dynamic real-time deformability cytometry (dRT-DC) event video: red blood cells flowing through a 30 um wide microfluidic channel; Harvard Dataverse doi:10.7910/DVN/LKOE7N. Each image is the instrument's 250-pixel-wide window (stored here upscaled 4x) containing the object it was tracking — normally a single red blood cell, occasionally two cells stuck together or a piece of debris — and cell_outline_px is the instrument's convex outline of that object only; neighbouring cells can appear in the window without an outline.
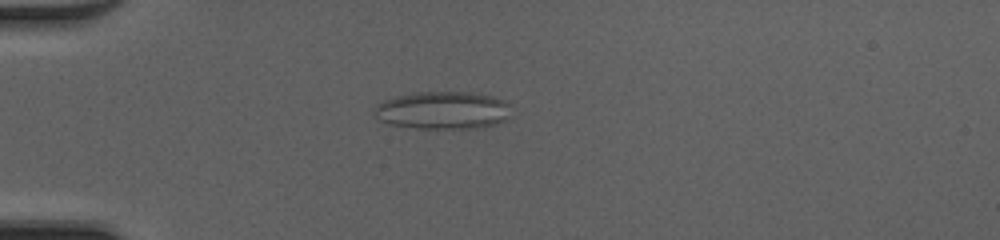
{"species": "common noctule bat (a hibernating species)", "species_latin": "Nyctalus noctula", "temperature_condition": "cold", "stored_images_in_passage": 50, "camera_frame_rate_fps": 3000, "um_per_image_px": 0.085, "animal": {"sex": "female", "body_mass_g": 20.0, "forearm_length_mm": 54.0}, "frame": {"image": 1, "passage_image": 15, "time_ms": 4.667, "image_size_px": [1000, 240], "cell_outline_px": [[508, 104], [504, 120], [492, 124], [476, 128], [416, 128], [388, 124], [372, 116], [372, 108], [376, 104], [384, 100], [396, 96], [412, 92], [468, 92], [492, 96], [504, 100]], "centroid_in_image_um": [37.5, 9.37], "position_along_channel_um": 47.5, "area_um2": 29.94}}
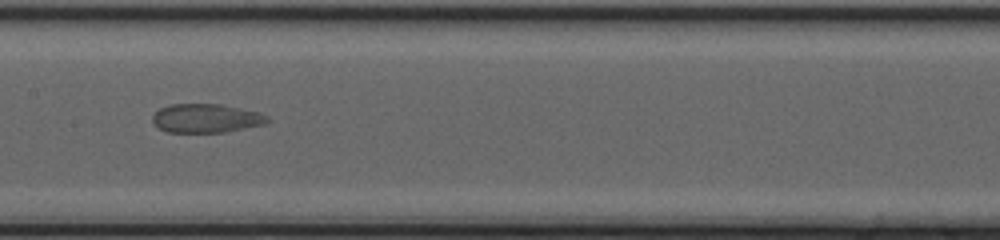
{"frame": {"image": 2, "passage_image": 27, "time_ms": 8.667, "image_size_px": [1000, 240], "cell_outline_px": [[268, 120], [264, 124], [224, 132], [168, 132], [152, 124], [152, 116], [160, 108], [168, 104], [220, 104], [260, 112], [268, 116]], "centroid_in_image_um": [17.49, 10.04], "position_along_channel_um": 189.9, "area_um2": 19.25}}
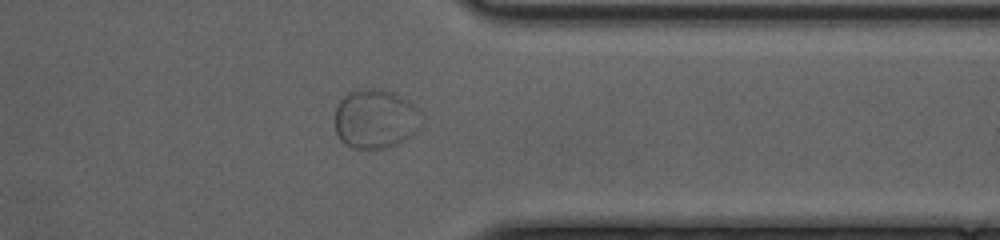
{"frame": {"image": 3, "passage_image": 41, "time_ms": 13.333, "image_size_px": [1000, 240], "cell_outline_px": [[420, 128], [412, 136], [388, 148], [352, 148], [344, 144], [340, 140], [336, 132], [336, 108], [340, 100], [348, 92], [364, 88], [380, 88], [392, 92], [408, 100], [420, 112]], "centroid_in_image_um": [31.91, 10.1], "position_along_channel_um": 379.5, "area_um2": 30.0}}